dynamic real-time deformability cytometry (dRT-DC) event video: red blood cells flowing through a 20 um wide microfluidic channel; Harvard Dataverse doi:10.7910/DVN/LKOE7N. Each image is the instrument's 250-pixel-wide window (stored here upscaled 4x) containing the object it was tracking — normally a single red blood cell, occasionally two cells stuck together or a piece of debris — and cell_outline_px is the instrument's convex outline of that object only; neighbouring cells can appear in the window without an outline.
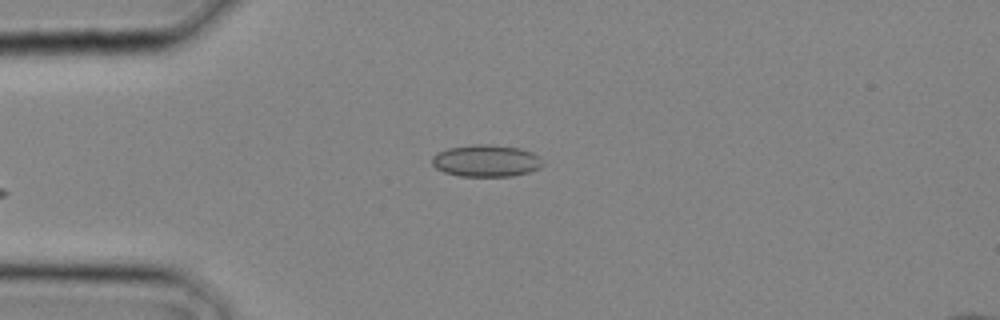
{"species": "common noctule bat (a hibernating species)", "species_latin": "Nyctalus noctula", "temperature_condition": "cold", "stored_images_in_passage": 2, "camera_frame_rate_fps": 3000, "um_per_image_px": 0.085, "animal": {"sex": "male", "body_mass_g": 20.4}, "frame": {"image": 1, "passage_image": 2, "time_ms": 0.333, "image_size_px": [1000, 320], "cell_outline_px": [[544, 164], [540, 168], [528, 172], [512, 176], [460, 176], [444, 172], [436, 168], [432, 164], [432, 156], [436, 152], [448, 148], [472, 144], [488, 144], [520, 148], [532, 152], [540, 156]], "centroid_in_image_um": [41.32, 13.66], "position_along_channel_um": 43.7, "area_um2": 20.81}}